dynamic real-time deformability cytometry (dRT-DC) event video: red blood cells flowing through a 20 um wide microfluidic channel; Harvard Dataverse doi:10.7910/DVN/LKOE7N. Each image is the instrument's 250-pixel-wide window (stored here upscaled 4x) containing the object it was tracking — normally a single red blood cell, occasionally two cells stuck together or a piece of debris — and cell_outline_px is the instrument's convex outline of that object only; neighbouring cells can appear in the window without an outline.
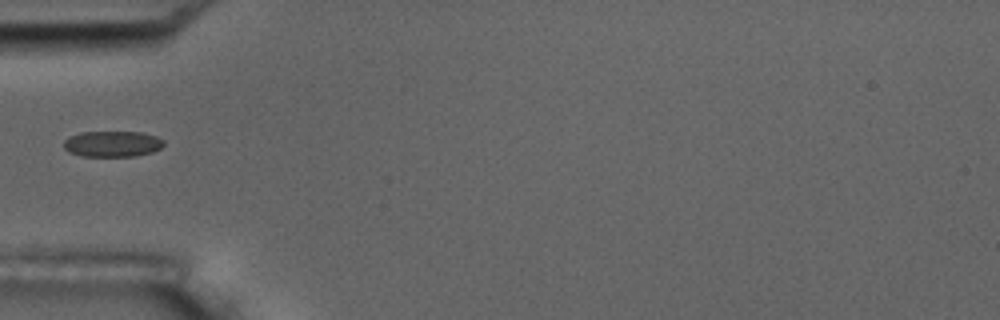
{"species": "common noctule bat (a hibernating species)", "species_latin": "Nyctalus noctula", "temperature_condition": "room temperature", "stored_images_in_passage": 1, "camera_frame_rate_fps": 3000, "um_per_image_px": 0.085, "animal": {"sex": "male", "body_mass_g": 17.5, "forearm_length_mm": 52.3}, "frame": {"image": 1, "passage_image": 1, "time_ms": 0.0, "image_size_px": [1000, 320], "cell_outline_px": [[164, 144], [160, 148], [152, 152], [136, 156], [80, 156], [68, 152], [64, 148], [64, 140], [80, 132], [140, 132], [156, 136], [164, 140]], "centroid_in_image_um": [9.55, 12.23], "position_along_channel_um": 75.4, "area_um2": 15.09}}